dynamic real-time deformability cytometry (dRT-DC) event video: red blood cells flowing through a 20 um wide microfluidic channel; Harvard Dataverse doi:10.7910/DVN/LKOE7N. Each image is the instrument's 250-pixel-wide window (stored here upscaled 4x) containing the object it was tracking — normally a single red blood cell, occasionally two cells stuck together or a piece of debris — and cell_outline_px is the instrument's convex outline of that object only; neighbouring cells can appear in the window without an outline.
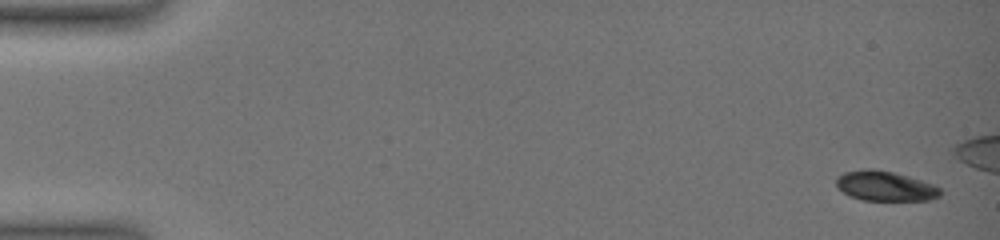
{"species": "common noctule bat (a hibernating species)", "species_latin": "Nyctalus noctula", "temperature_condition": "warm", "stored_images_in_passage": 7, "camera_frame_rate_fps": 3000, "um_per_image_px": 0.085, "animal": {"sex": "female", "body_mass_g": 19.0, "forearm_length_mm": 51.5}, "frame": {"image": 1, "passage_image": 1, "time_ms": 0.0, "image_size_px": [1000, 240], "cell_outline_px": [[944, 192], [940, 196], [928, 200], [860, 200], [848, 196], [836, 188], [836, 176], [844, 172], [864, 168], [872, 168], [892, 172], [908, 176], [932, 184], [940, 188]], "centroid_in_image_um": [75.19, 15.81], "position_along_channel_um": 9.8, "area_um2": 18.38}}